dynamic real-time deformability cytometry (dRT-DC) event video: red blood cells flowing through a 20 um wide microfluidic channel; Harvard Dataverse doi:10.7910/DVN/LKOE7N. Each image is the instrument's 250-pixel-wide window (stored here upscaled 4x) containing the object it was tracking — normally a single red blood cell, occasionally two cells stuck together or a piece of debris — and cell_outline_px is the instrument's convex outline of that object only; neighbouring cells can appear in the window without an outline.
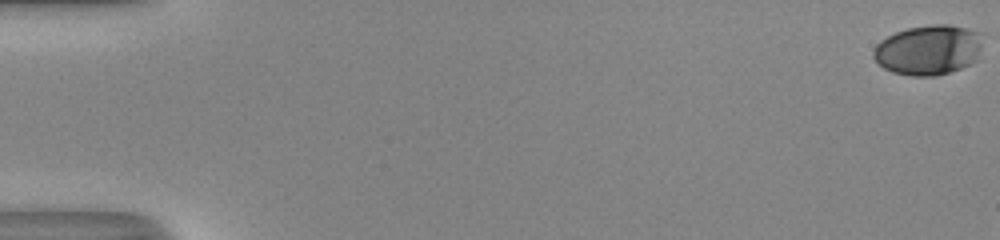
{"species": "human", "species_latin": "Homo sapiens", "temperature_condition": "room temperature", "stored_images_in_passage": 12, "camera_frame_rate_fps": 3000, "um_per_image_px": 0.085, "donor": {"sex": "male"}, "frame": {"image": 1, "passage_image": 1, "time_ms": 0.0, "image_size_px": [1000, 240], "cell_outline_px": [[980, 48], [976, 60], [960, 68], [936, 76], [912, 76], [892, 72], [884, 68], [872, 56], [872, 52], [876, 44], [880, 40], [896, 32], [908, 28], [932, 24], [948, 24], [980, 32]], "centroid_in_image_um": [78.87, 4.24], "position_along_channel_um": 6.1, "area_um2": 31.62}}